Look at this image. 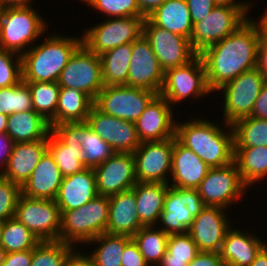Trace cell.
Segmentation results:
<instances>
[{"mask_svg":"<svg viewBox=\"0 0 267 266\" xmlns=\"http://www.w3.org/2000/svg\"><path fill=\"white\" fill-rule=\"evenodd\" d=\"M41 241L15 217L4 222L1 247L6 253L35 248Z\"/></svg>","mask_w":267,"mask_h":266,"instance_id":"ab89813d","label":"cell"},{"mask_svg":"<svg viewBox=\"0 0 267 266\" xmlns=\"http://www.w3.org/2000/svg\"><path fill=\"white\" fill-rule=\"evenodd\" d=\"M86 123L117 153H133L141 143L134 122L107 115L95 105Z\"/></svg>","mask_w":267,"mask_h":266,"instance_id":"e0dca14e","label":"cell"},{"mask_svg":"<svg viewBox=\"0 0 267 266\" xmlns=\"http://www.w3.org/2000/svg\"><path fill=\"white\" fill-rule=\"evenodd\" d=\"M65 127L81 144L83 165L86 168L94 169L115 153L112 147L90 129L86 122L68 123Z\"/></svg>","mask_w":267,"mask_h":266,"instance_id":"4dcf8cb0","label":"cell"},{"mask_svg":"<svg viewBox=\"0 0 267 266\" xmlns=\"http://www.w3.org/2000/svg\"><path fill=\"white\" fill-rule=\"evenodd\" d=\"M79 252L80 250H78V248L76 251L74 250L67 257L62 266H95L93 261L87 256V253H84V251H82L83 253Z\"/></svg>","mask_w":267,"mask_h":266,"instance_id":"11a10c76","label":"cell"},{"mask_svg":"<svg viewBox=\"0 0 267 266\" xmlns=\"http://www.w3.org/2000/svg\"><path fill=\"white\" fill-rule=\"evenodd\" d=\"M22 80L21 55L0 49V88L18 84Z\"/></svg>","mask_w":267,"mask_h":266,"instance_id":"f6af8a7d","label":"cell"},{"mask_svg":"<svg viewBox=\"0 0 267 266\" xmlns=\"http://www.w3.org/2000/svg\"><path fill=\"white\" fill-rule=\"evenodd\" d=\"M8 115L0 113V133H5L7 128Z\"/></svg>","mask_w":267,"mask_h":266,"instance_id":"94428289","label":"cell"},{"mask_svg":"<svg viewBox=\"0 0 267 266\" xmlns=\"http://www.w3.org/2000/svg\"><path fill=\"white\" fill-rule=\"evenodd\" d=\"M121 266H150L133 239L124 248L121 257Z\"/></svg>","mask_w":267,"mask_h":266,"instance_id":"7dc6e473","label":"cell"},{"mask_svg":"<svg viewBox=\"0 0 267 266\" xmlns=\"http://www.w3.org/2000/svg\"><path fill=\"white\" fill-rule=\"evenodd\" d=\"M5 255H6V251L0 246V266L4 262Z\"/></svg>","mask_w":267,"mask_h":266,"instance_id":"6125c7cd","label":"cell"},{"mask_svg":"<svg viewBox=\"0 0 267 266\" xmlns=\"http://www.w3.org/2000/svg\"><path fill=\"white\" fill-rule=\"evenodd\" d=\"M32 7L4 9L0 21V49L22 56L34 45L31 43L37 42V39L47 31L46 19Z\"/></svg>","mask_w":267,"mask_h":266,"instance_id":"5b68a950","label":"cell"},{"mask_svg":"<svg viewBox=\"0 0 267 266\" xmlns=\"http://www.w3.org/2000/svg\"><path fill=\"white\" fill-rule=\"evenodd\" d=\"M33 249L6 253L1 266H30Z\"/></svg>","mask_w":267,"mask_h":266,"instance_id":"f907efd6","label":"cell"},{"mask_svg":"<svg viewBox=\"0 0 267 266\" xmlns=\"http://www.w3.org/2000/svg\"><path fill=\"white\" fill-rule=\"evenodd\" d=\"M250 117L267 119V82L263 84L260 94L254 102Z\"/></svg>","mask_w":267,"mask_h":266,"instance_id":"f5cc1de1","label":"cell"},{"mask_svg":"<svg viewBox=\"0 0 267 266\" xmlns=\"http://www.w3.org/2000/svg\"><path fill=\"white\" fill-rule=\"evenodd\" d=\"M30 88L33 109L40 114L50 127H55V114L60 86L58 82H26Z\"/></svg>","mask_w":267,"mask_h":266,"instance_id":"f35d334b","label":"cell"},{"mask_svg":"<svg viewBox=\"0 0 267 266\" xmlns=\"http://www.w3.org/2000/svg\"><path fill=\"white\" fill-rule=\"evenodd\" d=\"M192 23L203 20L217 5L214 0H186Z\"/></svg>","mask_w":267,"mask_h":266,"instance_id":"c3c4849f","label":"cell"},{"mask_svg":"<svg viewBox=\"0 0 267 266\" xmlns=\"http://www.w3.org/2000/svg\"><path fill=\"white\" fill-rule=\"evenodd\" d=\"M173 108L160 94L149 103L135 122L141 143L175 137L177 121L173 118Z\"/></svg>","mask_w":267,"mask_h":266,"instance_id":"44dd1931","label":"cell"},{"mask_svg":"<svg viewBox=\"0 0 267 266\" xmlns=\"http://www.w3.org/2000/svg\"><path fill=\"white\" fill-rule=\"evenodd\" d=\"M204 207L196 188H175L169 185L158 222V225L162 223L159 229L168 235L188 233L194 218Z\"/></svg>","mask_w":267,"mask_h":266,"instance_id":"7c38bea8","label":"cell"},{"mask_svg":"<svg viewBox=\"0 0 267 266\" xmlns=\"http://www.w3.org/2000/svg\"><path fill=\"white\" fill-rule=\"evenodd\" d=\"M260 17L258 21L249 18L236 31L199 54L212 92L243 72L256 68L258 45L267 33L266 9Z\"/></svg>","mask_w":267,"mask_h":266,"instance_id":"6da1fadb","label":"cell"},{"mask_svg":"<svg viewBox=\"0 0 267 266\" xmlns=\"http://www.w3.org/2000/svg\"><path fill=\"white\" fill-rule=\"evenodd\" d=\"M132 43L113 48L100 55L104 87L127 85Z\"/></svg>","mask_w":267,"mask_h":266,"instance_id":"e575fe53","label":"cell"},{"mask_svg":"<svg viewBox=\"0 0 267 266\" xmlns=\"http://www.w3.org/2000/svg\"><path fill=\"white\" fill-rule=\"evenodd\" d=\"M136 208V196L132 189L110 196L106 233L133 237L144 226Z\"/></svg>","mask_w":267,"mask_h":266,"instance_id":"484cf974","label":"cell"},{"mask_svg":"<svg viewBox=\"0 0 267 266\" xmlns=\"http://www.w3.org/2000/svg\"><path fill=\"white\" fill-rule=\"evenodd\" d=\"M97 192L110 197L131 190L137 183L133 153L115 152L105 162L94 168Z\"/></svg>","mask_w":267,"mask_h":266,"instance_id":"d6986e66","label":"cell"},{"mask_svg":"<svg viewBox=\"0 0 267 266\" xmlns=\"http://www.w3.org/2000/svg\"><path fill=\"white\" fill-rule=\"evenodd\" d=\"M47 142L48 139H41L15 143L1 177L22 187L47 151Z\"/></svg>","mask_w":267,"mask_h":266,"instance_id":"d4e9b609","label":"cell"},{"mask_svg":"<svg viewBox=\"0 0 267 266\" xmlns=\"http://www.w3.org/2000/svg\"><path fill=\"white\" fill-rule=\"evenodd\" d=\"M199 252L188 233L171 234L167 241V250L157 266H187Z\"/></svg>","mask_w":267,"mask_h":266,"instance_id":"60d3db41","label":"cell"},{"mask_svg":"<svg viewBox=\"0 0 267 266\" xmlns=\"http://www.w3.org/2000/svg\"><path fill=\"white\" fill-rule=\"evenodd\" d=\"M234 162L249 188L267 177V147L234 148Z\"/></svg>","mask_w":267,"mask_h":266,"instance_id":"836d02e7","label":"cell"},{"mask_svg":"<svg viewBox=\"0 0 267 266\" xmlns=\"http://www.w3.org/2000/svg\"><path fill=\"white\" fill-rule=\"evenodd\" d=\"M91 6L93 10L104 13L106 18L111 17H144L136 0H80ZM106 14V15H105Z\"/></svg>","mask_w":267,"mask_h":266,"instance_id":"ee69618b","label":"cell"},{"mask_svg":"<svg viewBox=\"0 0 267 266\" xmlns=\"http://www.w3.org/2000/svg\"><path fill=\"white\" fill-rule=\"evenodd\" d=\"M97 196L94 169L85 168L81 172L63 177L55 203L60 212L69 211L84 206Z\"/></svg>","mask_w":267,"mask_h":266,"instance_id":"cb8c5ba5","label":"cell"},{"mask_svg":"<svg viewBox=\"0 0 267 266\" xmlns=\"http://www.w3.org/2000/svg\"><path fill=\"white\" fill-rule=\"evenodd\" d=\"M164 73L149 41L142 34L132 42L126 86L143 88L160 94L164 83Z\"/></svg>","mask_w":267,"mask_h":266,"instance_id":"ac0fdd59","label":"cell"},{"mask_svg":"<svg viewBox=\"0 0 267 266\" xmlns=\"http://www.w3.org/2000/svg\"><path fill=\"white\" fill-rule=\"evenodd\" d=\"M267 82V33L262 37L258 45L257 66Z\"/></svg>","mask_w":267,"mask_h":266,"instance_id":"db71d44e","label":"cell"},{"mask_svg":"<svg viewBox=\"0 0 267 266\" xmlns=\"http://www.w3.org/2000/svg\"><path fill=\"white\" fill-rule=\"evenodd\" d=\"M178 122L175 138L210 168L223 167L234 162V134L230 124L223 122L220 124L223 128L214 121L203 119V116ZM225 128H228L227 131Z\"/></svg>","mask_w":267,"mask_h":266,"instance_id":"7a4b0ae2","label":"cell"},{"mask_svg":"<svg viewBox=\"0 0 267 266\" xmlns=\"http://www.w3.org/2000/svg\"><path fill=\"white\" fill-rule=\"evenodd\" d=\"M187 266H225L220 253L199 251Z\"/></svg>","mask_w":267,"mask_h":266,"instance_id":"681fc988","label":"cell"},{"mask_svg":"<svg viewBox=\"0 0 267 266\" xmlns=\"http://www.w3.org/2000/svg\"><path fill=\"white\" fill-rule=\"evenodd\" d=\"M214 2L217 5H226V6H233V7H250V6H252L250 1L240 2L238 0L237 1L236 0H214Z\"/></svg>","mask_w":267,"mask_h":266,"instance_id":"680465c9","label":"cell"},{"mask_svg":"<svg viewBox=\"0 0 267 266\" xmlns=\"http://www.w3.org/2000/svg\"><path fill=\"white\" fill-rule=\"evenodd\" d=\"M49 122L34 110L8 115L6 133L15 143L48 139Z\"/></svg>","mask_w":267,"mask_h":266,"instance_id":"1f68e13d","label":"cell"},{"mask_svg":"<svg viewBox=\"0 0 267 266\" xmlns=\"http://www.w3.org/2000/svg\"><path fill=\"white\" fill-rule=\"evenodd\" d=\"M74 250L73 245L62 241H41L33 248L30 266H62Z\"/></svg>","mask_w":267,"mask_h":266,"instance_id":"7bdbcfd3","label":"cell"},{"mask_svg":"<svg viewBox=\"0 0 267 266\" xmlns=\"http://www.w3.org/2000/svg\"><path fill=\"white\" fill-rule=\"evenodd\" d=\"M4 9H5V7H4L2 1L0 0V21L2 19V15H3Z\"/></svg>","mask_w":267,"mask_h":266,"instance_id":"be15d7a7","label":"cell"},{"mask_svg":"<svg viewBox=\"0 0 267 266\" xmlns=\"http://www.w3.org/2000/svg\"><path fill=\"white\" fill-rule=\"evenodd\" d=\"M234 148L267 147V119L245 117L232 125Z\"/></svg>","mask_w":267,"mask_h":266,"instance_id":"74e56055","label":"cell"},{"mask_svg":"<svg viewBox=\"0 0 267 266\" xmlns=\"http://www.w3.org/2000/svg\"><path fill=\"white\" fill-rule=\"evenodd\" d=\"M248 188L240 176L236 163L232 162L223 167L210 168L196 189L204 206L228 210L230 205L242 199Z\"/></svg>","mask_w":267,"mask_h":266,"instance_id":"30bf717a","label":"cell"},{"mask_svg":"<svg viewBox=\"0 0 267 266\" xmlns=\"http://www.w3.org/2000/svg\"><path fill=\"white\" fill-rule=\"evenodd\" d=\"M157 95L143 88L107 86L99 92L94 105L107 115L135 123Z\"/></svg>","mask_w":267,"mask_h":266,"instance_id":"4fadbf2b","label":"cell"},{"mask_svg":"<svg viewBox=\"0 0 267 266\" xmlns=\"http://www.w3.org/2000/svg\"><path fill=\"white\" fill-rule=\"evenodd\" d=\"M21 195V187L0 176V221L15 217L16 204Z\"/></svg>","mask_w":267,"mask_h":266,"instance_id":"bcb514c9","label":"cell"},{"mask_svg":"<svg viewBox=\"0 0 267 266\" xmlns=\"http://www.w3.org/2000/svg\"><path fill=\"white\" fill-rule=\"evenodd\" d=\"M168 188L169 185L165 183L141 182L132 188L137 201V214L144 226H157Z\"/></svg>","mask_w":267,"mask_h":266,"instance_id":"f546056e","label":"cell"},{"mask_svg":"<svg viewBox=\"0 0 267 266\" xmlns=\"http://www.w3.org/2000/svg\"><path fill=\"white\" fill-rule=\"evenodd\" d=\"M94 101L84 92L60 87L55 114V127H65L68 123L86 122Z\"/></svg>","mask_w":267,"mask_h":266,"instance_id":"d6a6232c","label":"cell"},{"mask_svg":"<svg viewBox=\"0 0 267 266\" xmlns=\"http://www.w3.org/2000/svg\"><path fill=\"white\" fill-rule=\"evenodd\" d=\"M147 18L155 26L190 39L193 23L186 0H166Z\"/></svg>","mask_w":267,"mask_h":266,"instance_id":"f1b7e54d","label":"cell"},{"mask_svg":"<svg viewBox=\"0 0 267 266\" xmlns=\"http://www.w3.org/2000/svg\"><path fill=\"white\" fill-rule=\"evenodd\" d=\"M47 150L53 156L63 177L81 172L83 152L81 144L66 127H52L48 134Z\"/></svg>","mask_w":267,"mask_h":266,"instance_id":"7402d4cb","label":"cell"},{"mask_svg":"<svg viewBox=\"0 0 267 266\" xmlns=\"http://www.w3.org/2000/svg\"><path fill=\"white\" fill-rule=\"evenodd\" d=\"M33 109L30 88L21 80L18 84L7 88H0V113L11 115Z\"/></svg>","mask_w":267,"mask_h":266,"instance_id":"b9f144b4","label":"cell"},{"mask_svg":"<svg viewBox=\"0 0 267 266\" xmlns=\"http://www.w3.org/2000/svg\"><path fill=\"white\" fill-rule=\"evenodd\" d=\"M15 218L40 241H58L61 212L55 200L21 194L16 204Z\"/></svg>","mask_w":267,"mask_h":266,"instance_id":"5bb4252c","label":"cell"},{"mask_svg":"<svg viewBox=\"0 0 267 266\" xmlns=\"http://www.w3.org/2000/svg\"><path fill=\"white\" fill-rule=\"evenodd\" d=\"M3 227H4V222L0 221V246H1V240H2Z\"/></svg>","mask_w":267,"mask_h":266,"instance_id":"e7e4bbea","label":"cell"},{"mask_svg":"<svg viewBox=\"0 0 267 266\" xmlns=\"http://www.w3.org/2000/svg\"><path fill=\"white\" fill-rule=\"evenodd\" d=\"M173 148L174 138L140 143L133 152L137 182L168 184Z\"/></svg>","mask_w":267,"mask_h":266,"instance_id":"9a60e30c","label":"cell"},{"mask_svg":"<svg viewBox=\"0 0 267 266\" xmlns=\"http://www.w3.org/2000/svg\"><path fill=\"white\" fill-rule=\"evenodd\" d=\"M226 209L205 206L188 229L199 251L220 253L227 231L232 227ZM230 222V223H229Z\"/></svg>","mask_w":267,"mask_h":266,"instance_id":"ffe728a7","label":"cell"},{"mask_svg":"<svg viewBox=\"0 0 267 266\" xmlns=\"http://www.w3.org/2000/svg\"><path fill=\"white\" fill-rule=\"evenodd\" d=\"M169 235L159 226H143L132 239L150 266H157L167 250Z\"/></svg>","mask_w":267,"mask_h":266,"instance_id":"8d00e7d4","label":"cell"},{"mask_svg":"<svg viewBox=\"0 0 267 266\" xmlns=\"http://www.w3.org/2000/svg\"><path fill=\"white\" fill-rule=\"evenodd\" d=\"M88 27L82 34V43L96 55L120 45L132 43L143 34L145 17H111Z\"/></svg>","mask_w":267,"mask_h":266,"instance_id":"52a82bcc","label":"cell"},{"mask_svg":"<svg viewBox=\"0 0 267 266\" xmlns=\"http://www.w3.org/2000/svg\"><path fill=\"white\" fill-rule=\"evenodd\" d=\"M57 82L60 87L78 89L95 101L104 87L100 56L82 43L69 58Z\"/></svg>","mask_w":267,"mask_h":266,"instance_id":"8fae6325","label":"cell"},{"mask_svg":"<svg viewBox=\"0 0 267 266\" xmlns=\"http://www.w3.org/2000/svg\"><path fill=\"white\" fill-rule=\"evenodd\" d=\"M141 14L147 18L166 0H136Z\"/></svg>","mask_w":267,"mask_h":266,"instance_id":"9f6ffc18","label":"cell"},{"mask_svg":"<svg viewBox=\"0 0 267 266\" xmlns=\"http://www.w3.org/2000/svg\"><path fill=\"white\" fill-rule=\"evenodd\" d=\"M14 144V140L6 132L0 133V176L6 168L8 160L12 154Z\"/></svg>","mask_w":267,"mask_h":266,"instance_id":"816d5d0a","label":"cell"},{"mask_svg":"<svg viewBox=\"0 0 267 266\" xmlns=\"http://www.w3.org/2000/svg\"><path fill=\"white\" fill-rule=\"evenodd\" d=\"M213 93L206 80V73L200 55H196L188 63L171 68L164 73V83L160 95L164 97L171 106L189 97L204 98L205 95ZM175 104V105H174Z\"/></svg>","mask_w":267,"mask_h":266,"instance_id":"9c48e42d","label":"cell"},{"mask_svg":"<svg viewBox=\"0 0 267 266\" xmlns=\"http://www.w3.org/2000/svg\"><path fill=\"white\" fill-rule=\"evenodd\" d=\"M265 82L262 73L256 67L218 88L216 91H221L224 95L223 122L232 125L239 119L249 117Z\"/></svg>","mask_w":267,"mask_h":266,"instance_id":"ba28073f","label":"cell"},{"mask_svg":"<svg viewBox=\"0 0 267 266\" xmlns=\"http://www.w3.org/2000/svg\"><path fill=\"white\" fill-rule=\"evenodd\" d=\"M250 266H267V245L258 253Z\"/></svg>","mask_w":267,"mask_h":266,"instance_id":"91938a15","label":"cell"},{"mask_svg":"<svg viewBox=\"0 0 267 266\" xmlns=\"http://www.w3.org/2000/svg\"><path fill=\"white\" fill-rule=\"evenodd\" d=\"M4 7H26L32 6L33 0H1Z\"/></svg>","mask_w":267,"mask_h":266,"instance_id":"6f0895ef","label":"cell"},{"mask_svg":"<svg viewBox=\"0 0 267 266\" xmlns=\"http://www.w3.org/2000/svg\"><path fill=\"white\" fill-rule=\"evenodd\" d=\"M250 7L216 5L203 20L193 24L190 44L199 55L236 31L249 18Z\"/></svg>","mask_w":267,"mask_h":266,"instance_id":"8992f818","label":"cell"},{"mask_svg":"<svg viewBox=\"0 0 267 266\" xmlns=\"http://www.w3.org/2000/svg\"><path fill=\"white\" fill-rule=\"evenodd\" d=\"M143 35L164 72L188 63L197 55L191 48L190 39L155 26L148 18L144 19Z\"/></svg>","mask_w":267,"mask_h":266,"instance_id":"2e32d148","label":"cell"},{"mask_svg":"<svg viewBox=\"0 0 267 266\" xmlns=\"http://www.w3.org/2000/svg\"><path fill=\"white\" fill-rule=\"evenodd\" d=\"M209 170L210 167L203 160L174 137L170 175L172 181L168 185L175 188H197Z\"/></svg>","mask_w":267,"mask_h":266,"instance_id":"603a6c76","label":"cell"},{"mask_svg":"<svg viewBox=\"0 0 267 266\" xmlns=\"http://www.w3.org/2000/svg\"><path fill=\"white\" fill-rule=\"evenodd\" d=\"M62 179L60 169L47 150L21 187V194L30 198L55 200Z\"/></svg>","mask_w":267,"mask_h":266,"instance_id":"83f0119b","label":"cell"},{"mask_svg":"<svg viewBox=\"0 0 267 266\" xmlns=\"http://www.w3.org/2000/svg\"><path fill=\"white\" fill-rule=\"evenodd\" d=\"M132 240L127 235L103 233L86 244H96L87 256L95 266H121V257L125 246ZM98 246V247H97Z\"/></svg>","mask_w":267,"mask_h":266,"instance_id":"d590c367","label":"cell"},{"mask_svg":"<svg viewBox=\"0 0 267 266\" xmlns=\"http://www.w3.org/2000/svg\"><path fill=\"white\" fill-rule=\"evenodd\" d=\"M231 227L220 250L225 266H250L258 253L267 245L257 235Z\"/></svg>","mask_w":267,"mask_h":266,"instance_id":"4316f807","label":"cell"},{"mask_svg":"<svg viewBox=\"0 0 267 266\" xmlns=\"http://www.w3.org/2000/svg\"><path fill=\"white\" fill-rule=\"evenodd\" d=\"M44 39L21 56L24 82H57L69 58L82 44V35L68 37L52 33Z\"/></svg>","mask_w":267,"mask_h":266,"instance_id":"3957f363","label":"cell"},{"mask_svg":"<svg viewBox=\"0 0 267 266\" xmlns=\"http://www.w3.org/2000/svg\"><path fill=\"white\" fill-rule=\"evenodd\" d=\"M109 216V197L98 195L84 206L61 212L58 241L86 245L106 232Z\"/></svg>","mask_w":267,"mask_h":266,"instance_id":"277c9868","label":"cell"}]
</instances>
